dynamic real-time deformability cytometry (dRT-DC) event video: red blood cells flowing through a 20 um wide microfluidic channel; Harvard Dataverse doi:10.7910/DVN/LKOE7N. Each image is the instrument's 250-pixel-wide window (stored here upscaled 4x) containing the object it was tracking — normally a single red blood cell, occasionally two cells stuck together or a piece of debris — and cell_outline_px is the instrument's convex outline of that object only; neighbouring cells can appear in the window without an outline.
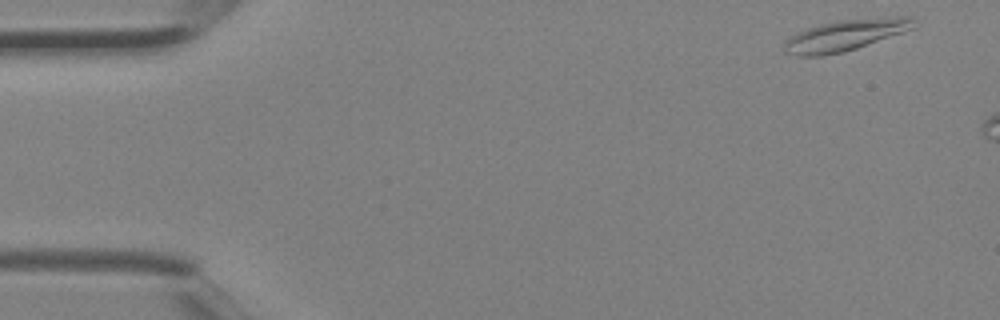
{"species": "Egyptian fruit bat (a non-hibernating species)", "species_latin": "Rousettus aegyptiacus", "temperature_condition": "room temperature", "stored_images_in_passage": 4, "camera_frame_rate_fps": 3000, "um_per_image_px": 0.085, "animal": {"sex": "female"}, "frame": {"image": 1, "passage_image": 4, "time_ms": 1.0, "image_size_px": [1000, 320], "cell_outline_px": [[916, 28], [844, 52], [820, 56], [796, 56], [784, 52], [784, 40], [808, 28], [820, 24], [840, 20], [892, 16], [912, 16]], "centroid_in_image_um": [71.88, 2.99], "position_along_channel_um": 13.1, "area_um2": 23.52}}